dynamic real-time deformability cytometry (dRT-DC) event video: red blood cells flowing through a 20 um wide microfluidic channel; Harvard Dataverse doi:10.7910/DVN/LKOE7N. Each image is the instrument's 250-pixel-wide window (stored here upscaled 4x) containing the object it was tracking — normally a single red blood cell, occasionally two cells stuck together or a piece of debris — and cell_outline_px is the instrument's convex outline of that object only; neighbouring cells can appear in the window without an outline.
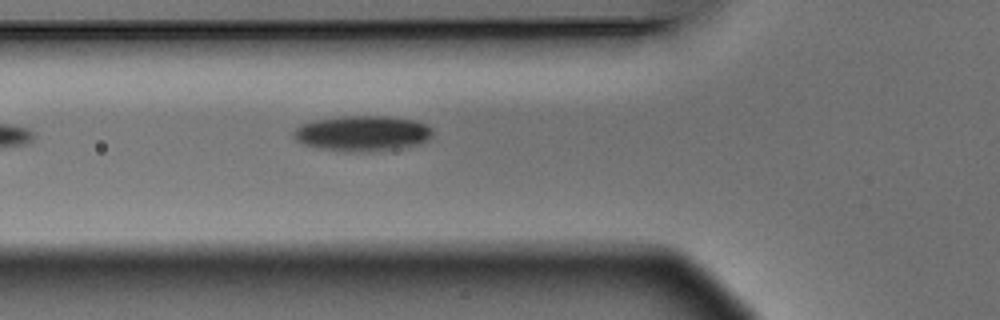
{"species": "Egyptian fruit bat (a non-hibernating species)", "species_latin": "Rousettus aegyptiacus", "temperature_condition": "warm", "stored_images_in_passage": 6, "camera_frame_rate_fps": 3000, "um_per_image_px": 0.085, "animal": {"sex": "male"}, "frame": {"image": 1, "passage_image": 6, "time_ms": 1.667, "image_size_px": [1000, 320], "cell_outline_px": [[432, 132], [428, 140], [420, 144], [396, 148], [368, 152], [344, 152], [320, 148], [304, 144], [296, 140], [292, 136], [292, 132], [300, 124], [316, 120], [340, 116], [388, 116], [416, 120], [432, 128]], "centroid_in_image_um": [30.78, 11.34], "position_along_channel_um": 95.0, "area_um2": 28.84}}